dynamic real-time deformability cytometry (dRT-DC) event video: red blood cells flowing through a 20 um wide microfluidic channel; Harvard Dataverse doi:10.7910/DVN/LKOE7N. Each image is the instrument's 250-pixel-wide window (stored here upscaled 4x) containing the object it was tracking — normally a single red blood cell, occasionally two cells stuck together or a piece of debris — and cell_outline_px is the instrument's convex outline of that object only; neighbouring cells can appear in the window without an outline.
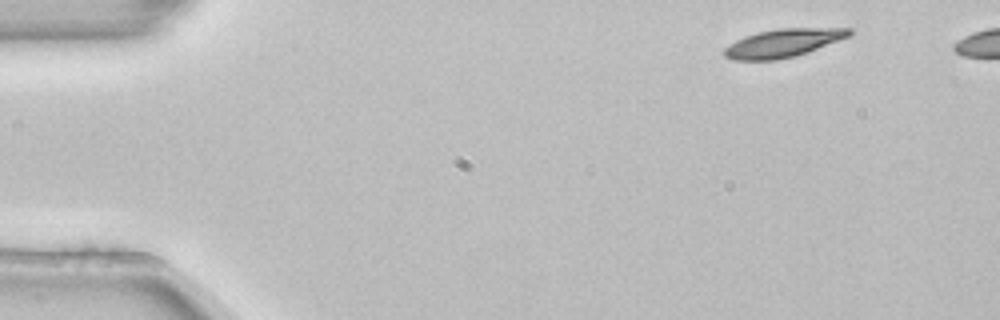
{"species": "common noctule bat (a hibernating species)", "species_latin": "Nyctalus noctula", "temperature_condition": "room temperature", "stored_images_in_passage": 6, "camera_frame_rate_fps": 3000, "um_per_image_px": 0.085, "animal": {"sex": "female", "body_mass_g": 22.7, "forearm_length_mm": 54.2}, "frame": {"image": 1, "passage_image": 1, "time_ms": 0.0, "image_size_px": [1000, 320], "cell_outline_px": [[852, 32], [848, 36], [808, 52], [796, 56], [776, 60], [732, 60], [724, 56], [724, 48], [728, 44], [744, 36], [756, 32], [780, 28], [852, 28]], "centroid_in_image_um": [66.51, 3.66], "position_along_channel_um": 18.5, "area_um2": 20.52}}